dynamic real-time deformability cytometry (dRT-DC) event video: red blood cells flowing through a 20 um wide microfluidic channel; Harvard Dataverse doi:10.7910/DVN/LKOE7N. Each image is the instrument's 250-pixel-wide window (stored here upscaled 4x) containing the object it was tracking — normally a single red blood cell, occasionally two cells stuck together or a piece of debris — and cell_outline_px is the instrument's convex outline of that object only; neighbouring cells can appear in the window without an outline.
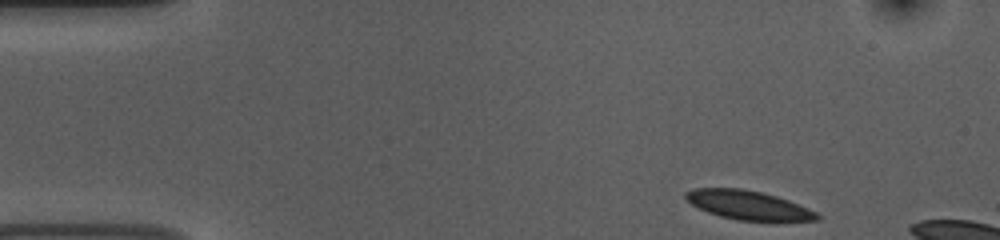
{"species": "common noctule bat (a hibernating species)", "species_latin": "Nyctalus noctula", "temperature_condition": "room temperature", "stored_images_in_passage": 43, "camera_frame_rate_fps": 3000, "um_per_image_px": 0.085, "animal": {"sex": "female", "body_mass_g": 10.0, "forearm_length_mm": 53.1}, "frame": {"image": 1, "passage_image": 1, "time_ms": 0.0, "image_size_px": [1000, 240], "cell_outline_px": [[820, 220], [736, 220], [720, 216], [708, 212], [692, 204], [684, 196], [684, 192], [692, 188], [740, 188], [764, 192], [788, 200], [808, 208], [816, 212], [820, 216]], "centroid_in_image_um": [63.57, 17.41], "position_along_channel_um": 21.4, "area_um2": 21.96}}
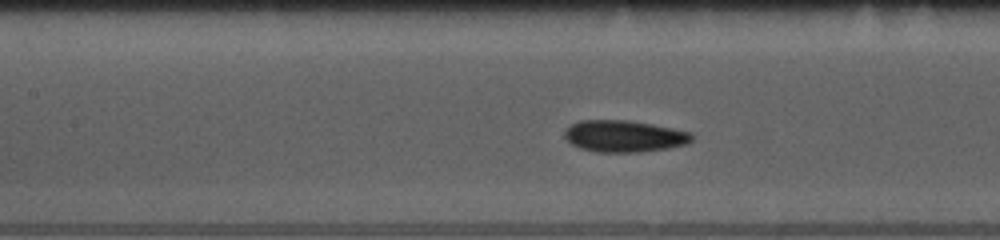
{"frame": {"image": 2, "passage_image": 18, "time_ms": 5.667, "image_size_px": [1000, 240], "cell_outline_px": [[692, 140], [688, 144], [668, 148], [640, 152], [596, 152], [580, 148], [572, 144], [564, 136], [564, 132], [572, 124], [580, 120], [628, 120], [652, 124], [692, 132]], "centroid_in_image_um": [53.07, 11.58], "position_along_channel_um": 154.3, "area_um2": 23.52}}
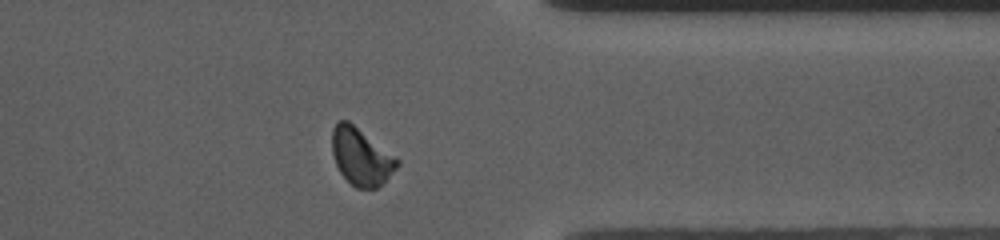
{"frame": {"image": 3, "passage_image": 37, "time_ms": 12.0, "image_size_px": [1000, 240], "cell_outline_px": [[400, 164], [384, 184], [376, 188], [356, 188], [340, 172], [336, 164], [332, 152], [332, 128], [336, 120], [348, 120], [400, 160]], "centroid_in_image_um": [30.7, 13.31], "position_along_channel_um": 380.7, "area_um2": 21.68}}